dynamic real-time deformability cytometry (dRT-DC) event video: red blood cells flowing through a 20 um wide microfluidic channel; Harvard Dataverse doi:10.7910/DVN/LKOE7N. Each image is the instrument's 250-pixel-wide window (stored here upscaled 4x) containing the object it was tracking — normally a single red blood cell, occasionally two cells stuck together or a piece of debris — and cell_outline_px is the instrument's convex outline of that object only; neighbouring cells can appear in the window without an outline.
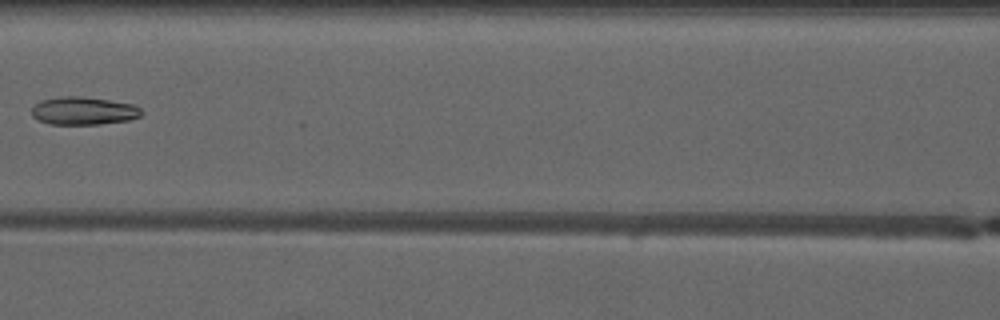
{"species": "common noctule bat (a hibernating species)", "species_latin": "Nyctalus noctula", "temperature_condition": "warm", "stored_images_in_passage": 6, "camera_frame_rate_fps": 3000, "um_per_image_px": 0.085, "animal": {"sex": "male", "forearm_length_mm": 52.5}, "frame": {"image": 1, "passage_image": 6, "time_ms": 6.667, "image_size_px": [1000, 320], "cell_outline_px": [[140, 116], [128, 120], [100, 124], [48, 124], [36, 120], [32, 116], [32, 108], [40, 100], [60, 96], [80, 96], [136, 104], [140, 108]], "centroid_in_image_um": [7.06, 9.42], "position_along_channel_um": 159.5, "area_um2": 17.92}}